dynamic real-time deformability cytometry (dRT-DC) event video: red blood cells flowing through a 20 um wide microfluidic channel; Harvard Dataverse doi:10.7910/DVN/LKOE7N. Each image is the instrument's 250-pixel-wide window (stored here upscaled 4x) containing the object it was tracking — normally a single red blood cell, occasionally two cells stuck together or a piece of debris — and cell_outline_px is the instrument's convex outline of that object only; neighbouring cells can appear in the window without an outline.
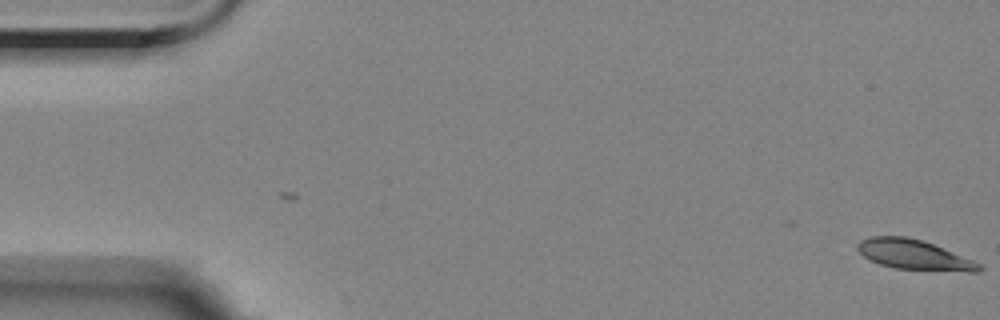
{"species": "Egyptian fruit bat (a non-hibernating species)", "species_latin": "Rousettus aegyptiacus", "temperature_condition": "room temperature", "stored_images_in_passage": 3, "camera_frame_rate_fps": 3000, "um_per_image_px": 0.085, "animal": {"sex": "female"}, "frame": {"image": 1, "passage_image": 3, "time_ms": 0.667, "image_size_px": [1000, 320], "cell_outline_px": [[984, 268], [980, 272], [968, 272], [896, 268], [880, 264], [864, 256], [856, 248], [856, 244], [860, 240], [872, 236], [904, 236], [920, 240], [932, 244], [972, 260], [980, 264]], "centroid_in_image_um": [77.68, 21.66], "position_along_channel_um": 7.3, "area_um2": 20.87}}